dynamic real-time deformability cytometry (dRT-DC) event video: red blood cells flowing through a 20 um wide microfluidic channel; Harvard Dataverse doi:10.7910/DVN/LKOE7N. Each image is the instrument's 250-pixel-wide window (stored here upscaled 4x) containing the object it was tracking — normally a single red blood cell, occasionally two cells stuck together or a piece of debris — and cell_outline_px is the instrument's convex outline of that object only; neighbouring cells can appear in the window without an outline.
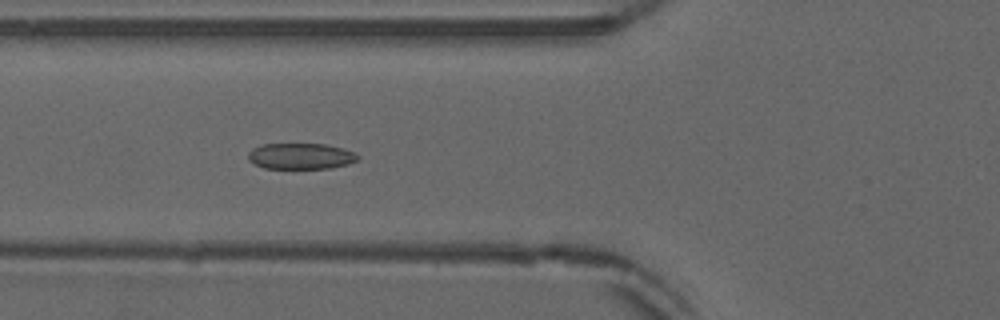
{"species": "common noctule bat (a hibernating species)", "species_latin": "Nyctalus noctula", "temperature_condition": "warm", "stored_images_in_passage": 53, "camera_frame_rate_fps": 3000, "um_per_image_px": 0.085, "animal": {"sex": "male", "forearm_length_mm": 52.5}, "frame": {"image": 1, "passage_image": 20, "time_ms": 6.333, "image_size_px": [1000, 320], "cell_outline_px": [[360, 156], [356, 160], [348, 164], [332, 168], [264, 168], [248, 160], [248, 152], [252, 148], [260, 144], [324, 144], [344, 148]], "centroid_in_image_um": [25.54, 13.27], "position_along_channel_um": 100.3, "area_um2": 16.59}}
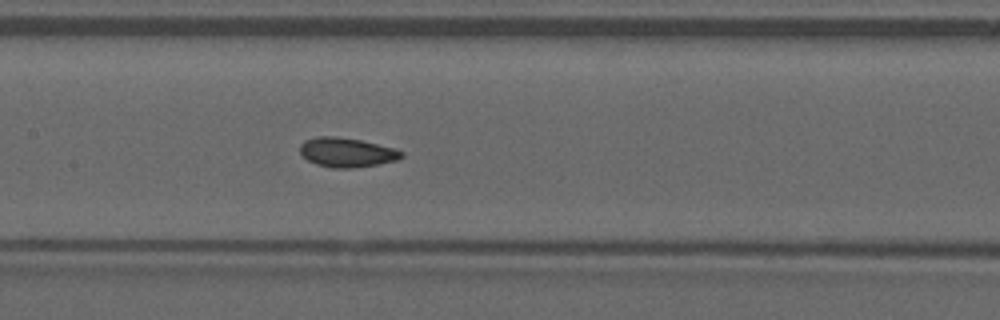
{"frame": {"image": 2, "passage_image": 26, "time_ms": 8.333, "image_size_px": [1000, 320], "cell_outline_px": [[404, 156], [400, 160], [380, 164], [352, 168], [332, 168], [316, 164], [308, 160], [300, 152], [300, 144], [304, 140], [316, 136], [336, 136], [360, 140], [396, 148], [404, 152]], "centroid_in_image_um": [29.51, 12.95], "position_along_channel_um": 177.9, "area_um2": 17.63}}
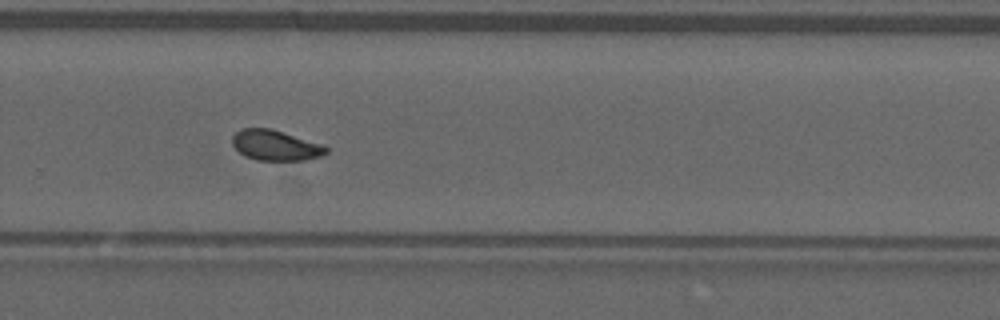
{"frame": {"image": 3, "passage_image": 36, "time_ms": 11.667, "image_size_px": [1000, 320], "cell_outline_px": [[328, 152], [320, 156], [304, 160], [256, 160], [244, 156], [232, 144], [232, 136], [240, 128], [272, 128], [324, 144], [328, 148]], "centroid_in_image_um": [23.43, 12.34], "position_along_channel_um": 306.4, "area_um2": 16.82}, "authors_computed_cell_mechanics": {"area_um2": 17.1088, "velocity_mm_per_s": 3.8685, "shape_relaxation_time_tau1_ms": null, "shape_relaxation_time_tau2_ms": 0.9972, "deformation_change_tau1": null, "deformation_change_tau2": 0.0584}}